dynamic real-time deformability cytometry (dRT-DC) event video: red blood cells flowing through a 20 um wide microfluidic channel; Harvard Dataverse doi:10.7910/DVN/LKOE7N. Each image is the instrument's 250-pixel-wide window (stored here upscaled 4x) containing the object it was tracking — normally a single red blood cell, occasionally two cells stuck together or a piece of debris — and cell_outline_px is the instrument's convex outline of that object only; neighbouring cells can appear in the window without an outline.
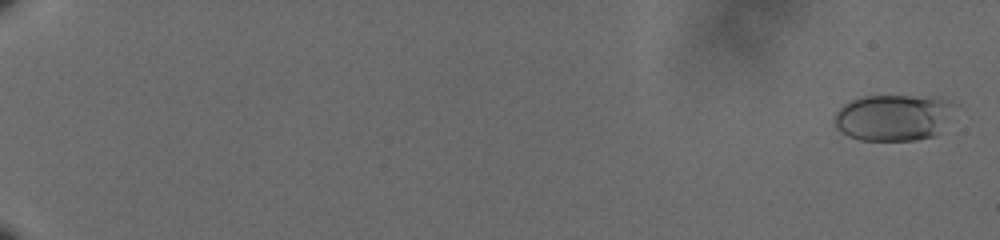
{"species": "human", "species_latin": "Homo sapiens", "temperature_condition": "cold", "stored_images_in_passage": 61, "camera_frame_rate_fps": 3000, "um_per_image_px": 0.085, "donor": {"sex": "male"}, "frame": {"image": 1, "passage_image": 2, "time_ms": 0.333, "image_size_px": [1000, 240], "cell_outline_px": [[952, 104], [932, 136], [916, 140], [860, 140], [848, 136], [840, 132], [836, 128], [832, 120], [832, 116], [844, 104], [852, 100], [864, 96], [908, 96], [948, 100]], "centroid_in_image_um": [75.71, 10.0], "position_along_channel_um": 9.3, "area_um2": 31.27}}
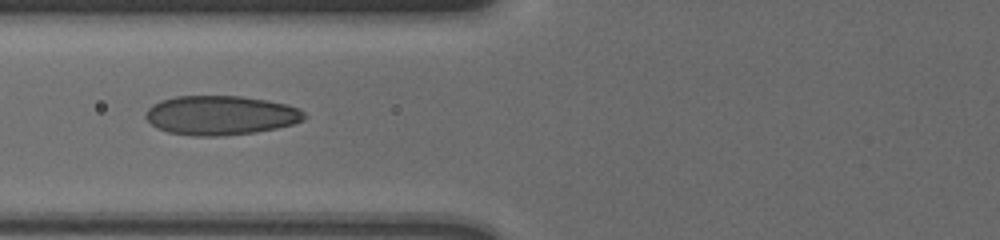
{"frame": {"image": 2, "passage_image": 29, "time_ms": 9.333, "image_size_px": [1000, 240], "cell_outline_px": [[308, 116], [304, 120], [292, 124], [276, 128], [256, 132], [220, 136], [192, 136], [168, 132], [156, 128], [144, 116], [148, 108], [152, 104], [160, 100], [176, 96], [240, 96], [268, 100], [284, 104], [296, 108], [304, 112]], "centroid_in_image_um": [18.73, 9.8], "position_along_channel_um": 107.1, "area_um2": 36.41}}
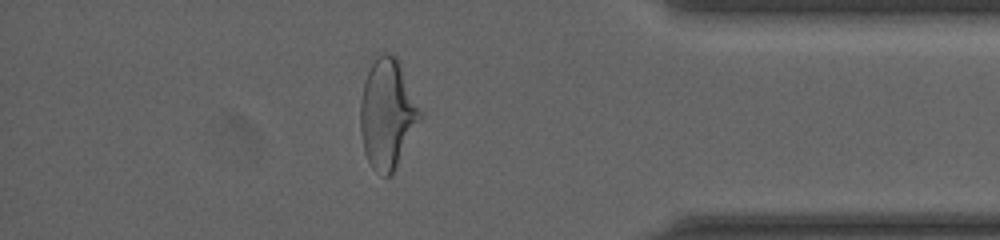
{"frame": {"image": 3, "passage_image": 55, "time_ms": 18.0, "image_size_px": [1000, 240], "cell_outline_px": [[424, 112], [392, 176], [384, 176], [376, 172], [372, 168], [364, 152], [360, 132], [360, 100], [364, 80], [376, 56], [380, 52], [388, 52], [396, 56], [400, 60]], "centroid_in_image_um": [32.95, 9.64], "position_along_channel_um": 402.3, "area_um2": 39.02}, "authors_computed_cell_mechanics": {"area_um2": 33.9286, "velocity_mm_per_s": 3.6276, "shape_relaxation_time_tau1_ms": 9.5737, "shape_relaxation_time_tau2_ms": 0.8259, "deformation_change_tau1": 0.2345, "deformation_change_tau2": 0.0507}}